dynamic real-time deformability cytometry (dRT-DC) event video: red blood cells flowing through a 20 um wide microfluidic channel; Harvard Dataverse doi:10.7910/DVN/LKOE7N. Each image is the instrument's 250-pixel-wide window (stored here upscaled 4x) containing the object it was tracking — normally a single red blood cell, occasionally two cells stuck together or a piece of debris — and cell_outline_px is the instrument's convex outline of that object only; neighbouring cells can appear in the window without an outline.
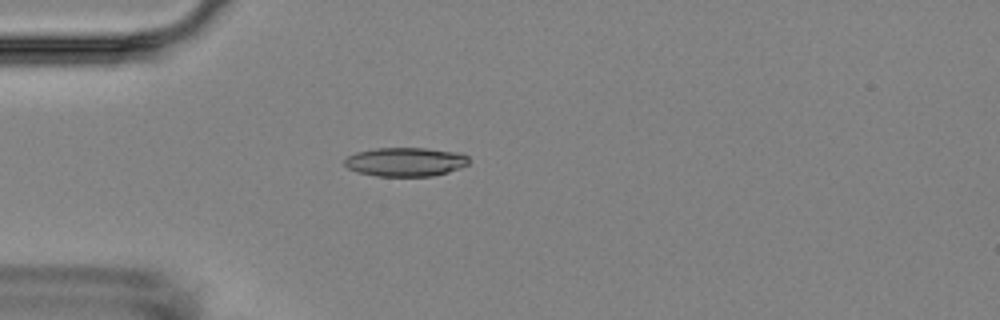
{"species": "Egyptian fruit bat (a non-hibernating species)", "species_latin": "Rousettus aegyptiacus", "temperature_condition": "room temperature", "stored_images_in_passage": 1, "camera_frame_rate_fps": 3000, "um_per_image_px": 0.085, "animal": {"sex": "female"}, "frame": {"image": 1, "passage_image": 1, "time_ms": 0.0, "image_size_px": [1000, 320], "cell_outline_px": [[468, 164], [460, 168], [448, 172], [432, 176], [376, 176], [360, 172], [348, 168], [344, 164], [344, 160], [348, 156], [356, 152], [376, 148], [424, 148], [460, 152], [468, 156]], "centroid_in_image_um": [34.48, 13.75], "position_along_channel_um": 50.5, "area_um2": 20.92}}